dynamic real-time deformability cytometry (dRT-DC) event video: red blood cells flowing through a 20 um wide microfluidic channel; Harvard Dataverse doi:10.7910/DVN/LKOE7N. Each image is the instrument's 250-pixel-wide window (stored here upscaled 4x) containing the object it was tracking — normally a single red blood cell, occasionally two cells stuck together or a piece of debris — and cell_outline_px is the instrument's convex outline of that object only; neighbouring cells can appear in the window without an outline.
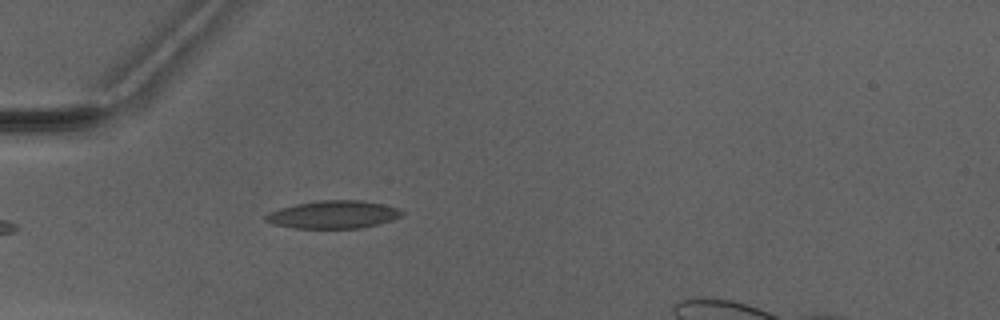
{"species": "Egyptian fruit bat (a non-hibernating species)", "species_latin": "Rousettus aegyptiacus", "temperature_condition": "warm", "stored_images_in_passage": 5, "camera_frame_rate_fps": 3000, "um_per_image_px": 0.085, "animal": {"sex": "male"}, "frame": {"image": 1, "passage_image": 5, "time_ms": 5.0, "image_size_px": [1000, 320], "cell_outline_px": [[404, 212], [400, 216], [392, 220], [364, 228], [292, 228], [276, 224], [264, 220], [264, 216], [268, 212], [280, 208], [296, 204], [316, 200], [360, 200], [380, 204], [396, 208]], "centroid_in_image_um": [28.3, 18.24], "position_along_channel_um": 56.7, "area_um2": 21.96}}